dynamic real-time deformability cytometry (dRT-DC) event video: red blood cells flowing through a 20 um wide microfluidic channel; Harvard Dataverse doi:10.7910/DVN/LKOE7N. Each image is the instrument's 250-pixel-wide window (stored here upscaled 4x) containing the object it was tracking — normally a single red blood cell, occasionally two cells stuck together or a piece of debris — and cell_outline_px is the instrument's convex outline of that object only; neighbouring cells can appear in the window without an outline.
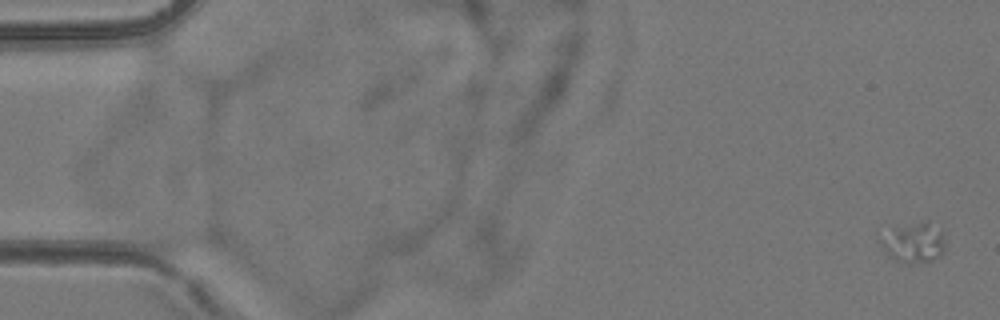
{"species": "common noctule bat (a hibernating species)", "species_latin": "Nyctalus noctula", "temperature_condition": "room temperature", "stored_images_in_passage": 6, "camera_frame_rate_fps": 3000, "um_per_image_px": 0.085, "animal": {"sex": "female", "body_mass_g": 24.6, "forearm_length_mm": 56.2}, "frame": {"image": 1, "passage_image": 1, "time_ms": 0.0, "image_size_px": [1000, 320], "cell_outline_px": [[944, 252], [940, 256], [932, 260], [912, 264], [896, 260], [888, 256], [880, 244], [892, 228], [928, 220], [940, 232], [944, 240]], "centroid_in_image_um": [77.7, 20.65], "position_along_channel_um": 7.3, "area_um2": 14.62}}
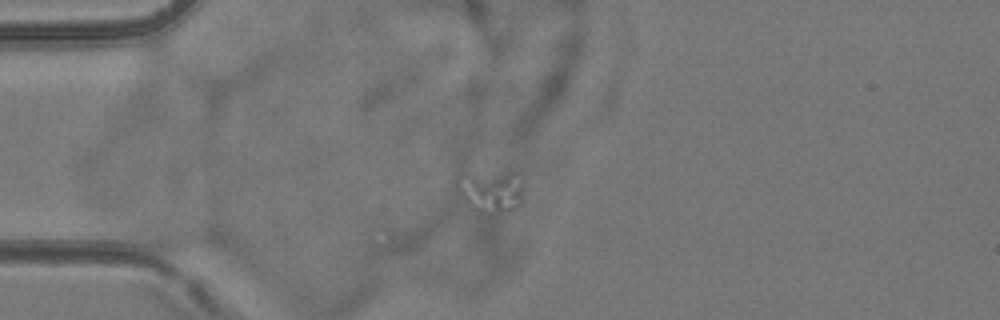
{"frame": {"image": 2, "passage_image": 5, "time_ms": 4.667, "image_size_px": [1000, 320], "cell_outline_px": [[524, 200], [516, 208], [500, 212], [476, 212], [468, 204], [460, 192], [472, 180], [504, 176], [508, 176], [524, 180]], "centroid_in_image_um": [42.03, 16.49], "position_along_channel_um": 43.0, "area_um2": 13.35}}